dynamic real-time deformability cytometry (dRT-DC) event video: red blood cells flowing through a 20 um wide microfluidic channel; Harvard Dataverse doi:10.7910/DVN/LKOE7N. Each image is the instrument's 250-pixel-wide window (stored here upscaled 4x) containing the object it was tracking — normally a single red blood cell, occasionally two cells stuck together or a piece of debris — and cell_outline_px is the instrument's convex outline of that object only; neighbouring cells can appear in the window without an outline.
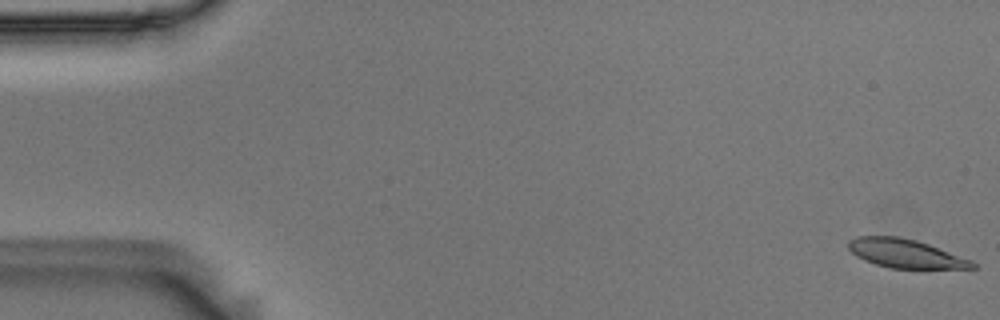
{"species": "Egyptian fruit bat (a non-hibernating species)", "species_latin": "Rousettus aegyptiacus", "temperature_condition": "room temperature", "stored_images_in_passage": 56, "camera_frame_rate_fps": 3000, "um_per_image_px": 0.085, "animal": {"sex": "male"}, "frame": {"image": 1, "passage_image": 1, "time_ms": 0.0, "image_size_px": [1000, 320], "cell_outline_px": [[976, 268], [888, 268], [864, 260], [856, 256], [848, 248], [848, 240], [856, 236], [900, 236], [916, 240], [928, 244], [972, 260], [976, 264]], "centroid_in_image_um": [76.93, 21.54], "position_along_channel_um": 8.1, "area_um2": 20.69}}
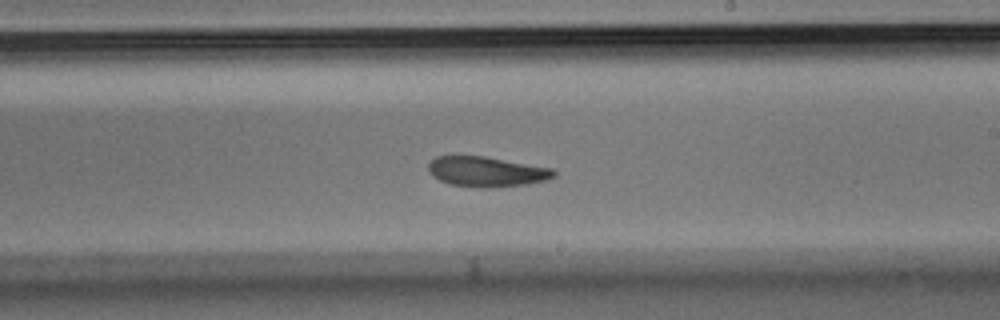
{"frame": {"image": 2, "passage_image": 33, "time_ms": 10.667, "image_size_px": [1000, 320], "cell_outline_px": [[556, 176], [548, 180], [528, 184], [492, 188], [480, 188], [448, 184], [432, 176], [428, 172], [428, 164], [436, 156], [484, 156], [552, 168], [556, 172]], "centroid_in_image_um": [41.36, 14.6], "position_along_channel_um": 247.6, "area_um2": 22.25}}
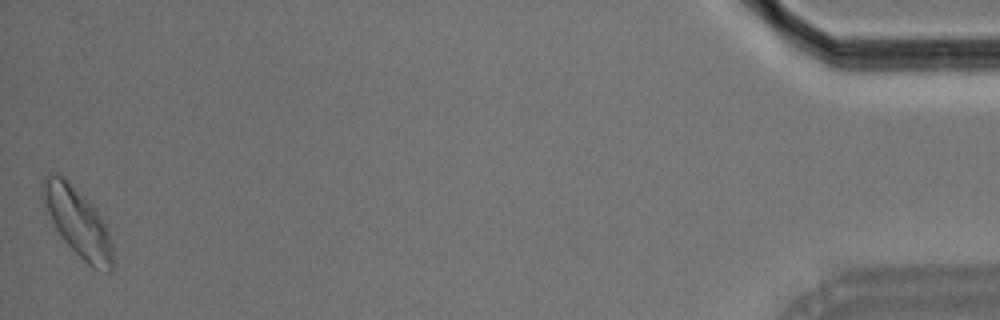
{"frame": {"image": 3, "passage_image": 56, "time_ms": 18.333, "image_size_px": [1000, 320], "cell_outline_px": [[112, 272], [108, 272], [92, 268], [64, 240], [56, 228], [48, 212], [44, 200], [44, 176], [52, 172], [56, 172], [64, 176], [96, 208], [108, 232], [112, 244]], "centroid_in_image_um": [6.64, 18.87], "position_along_channel_um": 428.6, "area_um2": 27.22}, "authors_computed_cell_mechanics": {"area_um2": 22.7154, "velocity_mm_per_s": 3.569, "shape_relaxation_time_tau1_ms": 5.2866, "shape_relaxation_time_tau2_ms": 6.2514, "deformation_change_tau1": 0.1228, "deformation_change_tau2": 0.1255}}